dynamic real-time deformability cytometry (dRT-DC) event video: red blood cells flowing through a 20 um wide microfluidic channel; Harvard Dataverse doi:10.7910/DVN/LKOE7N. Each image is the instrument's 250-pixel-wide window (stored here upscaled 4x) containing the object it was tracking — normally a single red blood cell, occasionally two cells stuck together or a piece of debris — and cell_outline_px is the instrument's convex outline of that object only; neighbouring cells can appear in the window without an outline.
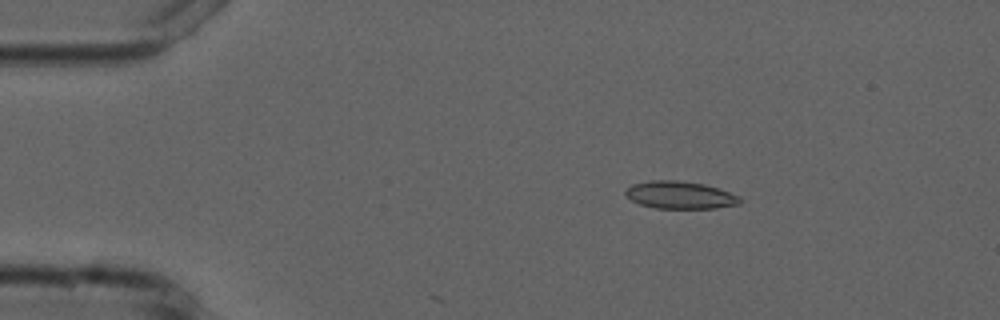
{"species": "common noctule bat (a hibernating species)", "species_latin": "Nyctalus noctula", "temperature_condition": "cold", "stored_images_in_passage": 12, "camera_frame_rate_fps": 3000, "um_per_image_px": 0.085, "animal": {"sex": "male", "forearm_length_mm": 52.5}, "frame": {"image": 1, "passage_image": 9, "time_ms": 2.667, "image_size_px": [1000, 320], "cell_outline_px": [[740, 204], [716, 208], [656, 208], [640, 204], [632, 200], [624, 192], [632, 184], [652, 180], [680, 180], [704, 184], [740, 196]], "centroid_in_image_um": [57.8, 16.57], "position_along_channel_um": 27.2, "area_um2": 18.15}}